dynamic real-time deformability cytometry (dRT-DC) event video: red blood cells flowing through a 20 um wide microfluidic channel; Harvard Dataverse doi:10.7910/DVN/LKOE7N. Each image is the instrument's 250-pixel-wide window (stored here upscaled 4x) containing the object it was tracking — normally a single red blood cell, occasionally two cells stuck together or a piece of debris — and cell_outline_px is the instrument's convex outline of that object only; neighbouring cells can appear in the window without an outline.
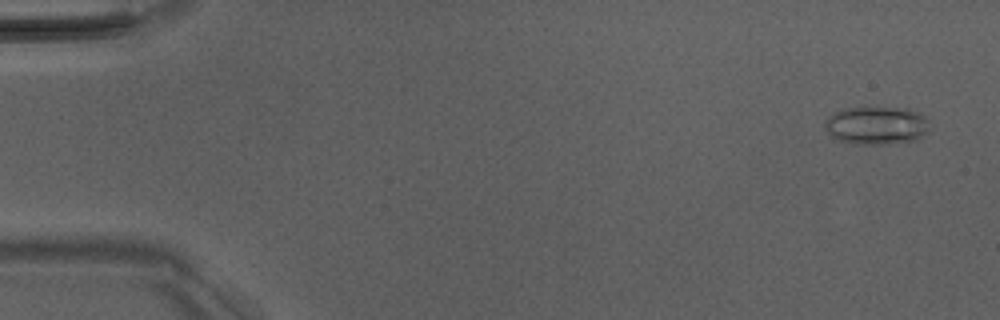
{"species": "Egyptian fruit bat (a non-hibernating species)", "species_latin": "Rousettus aegyptiacus", "temperature_condition": "room temperature", "stored_images_in_passage": 6, "camera_frame_rate_fps": 3000, "um_per_image_px": 0.085, "animal": {"sex": "male"}, "frame": {"image": 1, "passage_image": 1, "time_ms": 0.0, "image_size_px": [1000, 320], "cell_outline_px": [[928, 132], [916, 140], [888, 144], [856, 144], [840, 140], [832, 136], [824, 128], [824, 120], [832, 112], [844, 108], [908, 108], [920, 112], [928, 120]], "centroid_in_image_um": [74.5, 10.66], "position_along_channel_um": 10.5, "area_um2": 23.41}}